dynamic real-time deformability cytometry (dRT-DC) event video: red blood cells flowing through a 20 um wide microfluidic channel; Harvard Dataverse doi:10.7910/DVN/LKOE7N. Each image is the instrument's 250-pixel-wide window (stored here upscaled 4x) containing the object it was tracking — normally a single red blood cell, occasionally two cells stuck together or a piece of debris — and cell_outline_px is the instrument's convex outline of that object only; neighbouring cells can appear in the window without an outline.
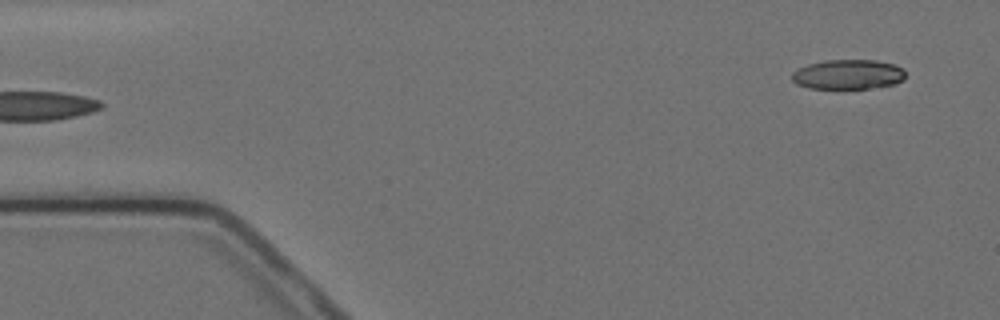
{"species": "Egyptian fruit bat (a non-hibernating species)", "species_latin": "Rousettus aegyptiacus", "temperature_condition": "cold", "stored_images_in_passage": 4, "segment_of_instrument_passage": [2, 2], "camera_frame_rate_fps": 3000, "um_per_image_px": 0.085, "animal": {"sex": "female"}, "frame": {"image": 1, "passage_image": 4, "time_ms": 4.667, "image_size_px": [1000, 320], "cell_outline_px": [[904, 80], [896, 84], [868, 88], [808, 88], [796, 84], [792, 80], [792, 72], [808, 64], [824, 60], [876, 60], [892, 64], [904, 68]], "centroid_in_image_um": [72.09, 6.32], "position_along_channel_um": 12.9, "area_um2": 19.65}}